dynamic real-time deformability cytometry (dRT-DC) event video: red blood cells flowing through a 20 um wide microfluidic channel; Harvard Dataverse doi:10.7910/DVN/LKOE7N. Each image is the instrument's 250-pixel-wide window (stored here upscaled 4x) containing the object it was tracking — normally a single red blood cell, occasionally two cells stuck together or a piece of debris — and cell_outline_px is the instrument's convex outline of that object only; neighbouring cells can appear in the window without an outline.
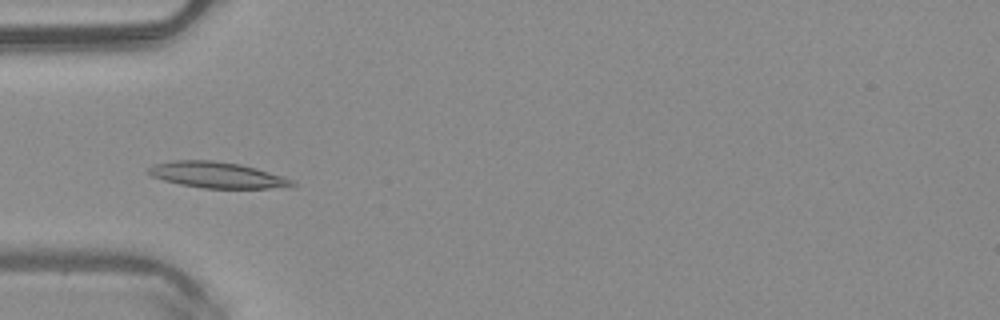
{"species": "common noctule bat (a hibernating species)", "species_latin": "Nyctalus noctula", "temperature_condition": "warm", "stored_images_in_passage": 50, "camera_frame_rate_fps": 3000, "um_per_image_px": 0.085, "animal": {"sex": "male", "body_mass_g": 20.4}, "frame": {"image": 1, "passage_image": 16, "time_ms": 5.0, "image_size_px": [1000, 320], "cell_outline_px": [[296, 184], [268, 188], [204, 188], [180, 184], [164, 180], [152, 176], [148, 172], [148, 168], [156, 164], [172, 160], [212, 160], [240, 164], [256, 168], [284, 176], [292, 180]], "centroid_in_image_um": [18.42, 14.86], "position_along_channel_um": 66.6, "area_um2": 21.44}}
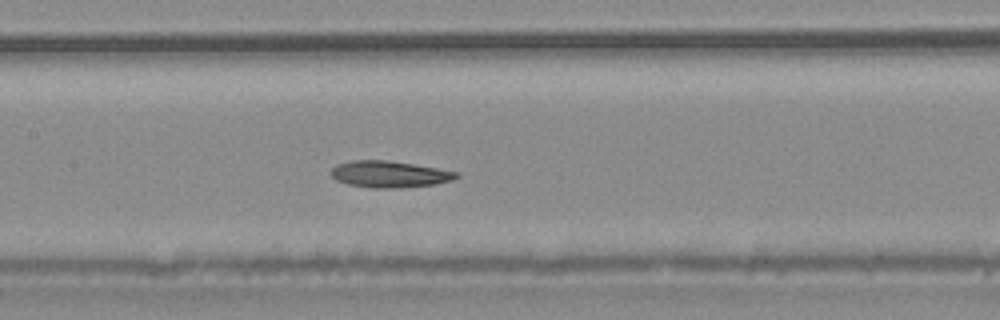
{"frame": {"image": 2, "passage_image": 24, "time_ms": 7.667, "image_size_px": [1000, 320], "cell_outline_px": [[460, 176], [452, 180], [436, 184], [400, 188], [372, 188], [348, 184], [336, 180], [332, 176], [332, 168], [336, 164], [352, 160], [384, 160], [412, 164], [460, 172]], "centroid_in_image_um": [33.11, 14.81], "position_along_channel_um": 174.3, "area_um2": 19.36}}
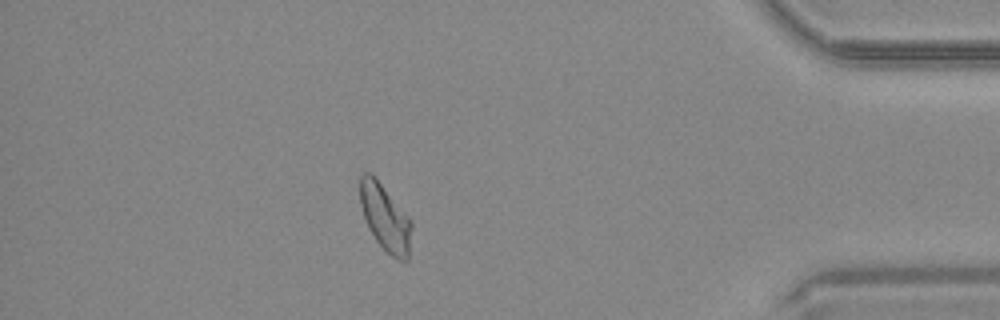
{"frame": {"image": 3, "passage_image": 44, "time_ms": 14.333, "image_size_px": [1000, 320], "cell_outline_px": [[412, 228], [408, 260], [396, 260], [376, 240], [368, 228], [360, 204], [360, 176], [364, 172], [372, 172], [412, 220]], "centroid_in_image_um": [32.75, 18.47], "position_along_channel_um": 402.5, "area_um2": 20.11}, "authors_computed_cell_mechanics": {"area_um2": 20.23, "velocity_mm_per_s": 4.0437, "shape_relaxation_time_tau1_ms": 10.4818, "shape_relaxation_time_tau2_ms": 4.4349, "deformation_change_tau1": 0.2259, "deformation_change_tau2": 0.0864}}